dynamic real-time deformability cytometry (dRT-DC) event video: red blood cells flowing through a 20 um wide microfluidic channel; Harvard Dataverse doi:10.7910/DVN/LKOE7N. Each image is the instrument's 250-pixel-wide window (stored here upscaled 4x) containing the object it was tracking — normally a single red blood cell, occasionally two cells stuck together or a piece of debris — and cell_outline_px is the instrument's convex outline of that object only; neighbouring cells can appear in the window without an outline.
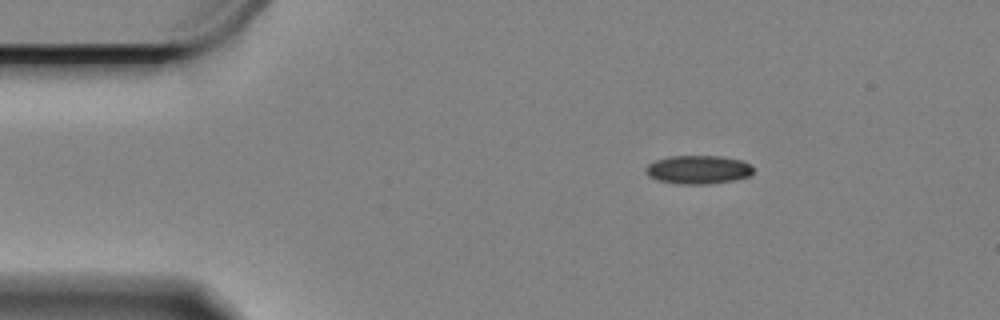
{"species": "Egyptian fruit bat (a non-hibernating species)", "species_latin": "Rousettus aegyptiacus", "temperature_condition": "cold", "stored_images_in_passage": 51, "camera_frame_rate_fps": 3000, "um_per_image_px": 0.085, "animal": {"sex": "female"}, "frame": {"image": 1, "passage_image": 1, "time_ms": 0.0, "image_size_px": [1000, 320], "cell_outline_px": [[752, 176], [732, 180], [708, 184], [676, 184], [656, 180], [648, 176], [644, 172], [644, 168], [648, 164], [656, 160], [668, 156], [720, 156], [740, 160], [752, 164]], "centroid_in_image_um": [59.31, 14.42], "position_along_channel_um": 25.7, "area_um2": 18.09}}
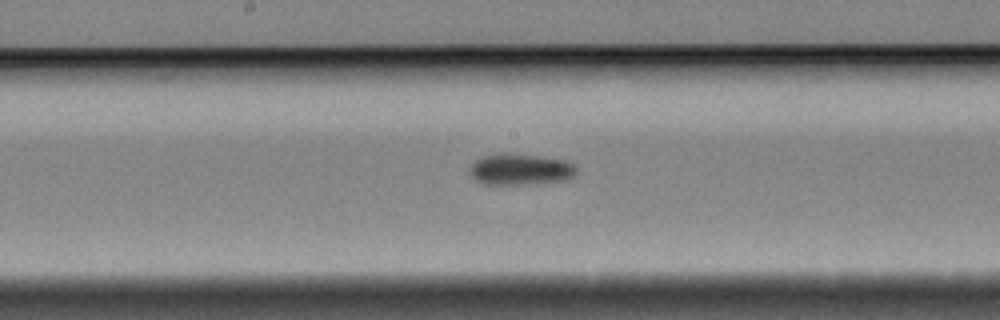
{"frame": {"image": 2, "passage_image": 22, "time_ms": 7.0, "image_size_px": [1000, 320], "cell_outline_px": [[576, 172], [568, 180], [536, 184], [484, 184], [476, 180], [468, 172], [468, 168], [476, 160], [484, 156], [536, 156], [564, 160], [572, 164], [576, 168]], "centroid_in_image_um": [44.25, 14.46], "position_along_channel_um": 204.0, "area_um2": 18.73}}
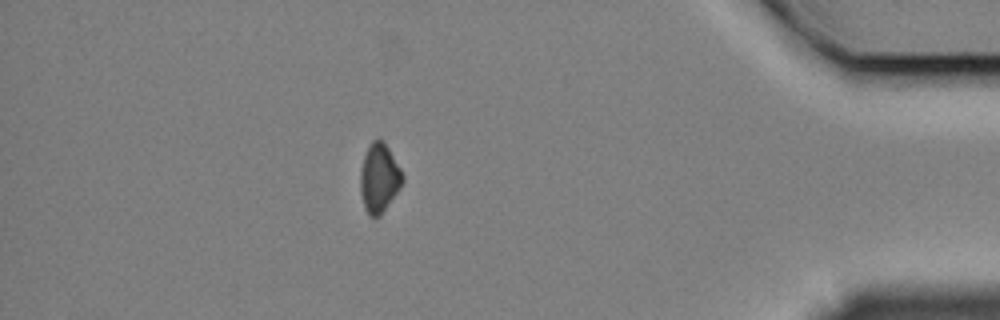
{"frame": {"image": 3, "passage_image": 44, "time_ms": 14.333, "image_size_px": [1000, 320], "cell_outline_px": [[404, 180], [400, 188], [380, 216], [368, 216], [364, 208], [360, 192], [360, 168], [368, 144], [372, 140], [380, 136], [384, 140], [400, 168], [404, 176]], "centroid_in_image_um": [32.22, 15.09], "position_along_channel_um": 403.0, "area_um2": 17.28}, "authors_computed_cell_mechanics": {"area_um2": 18.496, "velocity_mm_per_s": 3.3269, "shape_relaxation_time_tau1_ms": 4.4034, "shape_relaxation_time_tau2_ms": null, "deformation_change_tau1": 0.1042, "deformation_change_tau2": null}}